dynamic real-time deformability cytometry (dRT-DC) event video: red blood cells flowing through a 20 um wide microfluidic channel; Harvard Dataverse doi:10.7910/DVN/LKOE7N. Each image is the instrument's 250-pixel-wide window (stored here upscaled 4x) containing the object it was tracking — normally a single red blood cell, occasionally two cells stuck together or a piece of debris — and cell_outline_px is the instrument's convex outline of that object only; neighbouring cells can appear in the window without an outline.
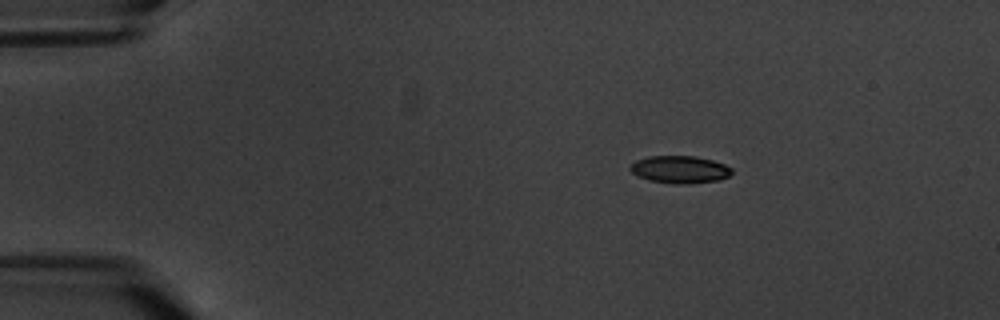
{"species": "common noctule bat (a hibernating species)", "species_latin": "Nyctalus noctula", "temperature_condition": "warm", "stored_images_in_passage": 3, "camera_frame_rate_fps": 3000, "um_per_image_px": 0.085, "animal": {"sex": "male", "body_mass_g": 20.1, "forearm_length_mm": 53.5}, "frame": {"image": 1, "passage_image": 1, "time_ms": 0.0, "image_size_px": [1000, 320], "cell_outline_px": [[732, 172], [728, 176], [716, 180], [688, 184], [680, 184], [648, 180], [632, 172], [628, 168], [636, 160], [648, 156], [696, 156], [712, 160], [724, 164], [732, 168]], "centroid_in_image_um": [57.78, 14.39], "position_along_channel_um": 27.2, "area_um2": 16.07}}